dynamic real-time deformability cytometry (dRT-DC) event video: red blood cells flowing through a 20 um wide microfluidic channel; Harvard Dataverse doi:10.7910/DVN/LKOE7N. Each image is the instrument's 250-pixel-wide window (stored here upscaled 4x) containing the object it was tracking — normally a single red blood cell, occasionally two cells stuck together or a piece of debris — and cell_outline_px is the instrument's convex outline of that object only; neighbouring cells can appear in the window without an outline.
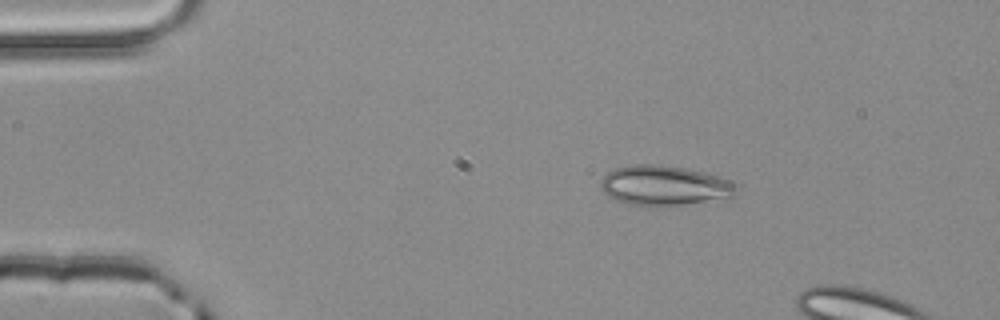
{"species": "common noctule bat (a hibernating species)", "species_latin": "Nyctalus noctula", "temperature_condition": "room temperature", "stored_images_in_passage": 2, "camera_frame_rate_fps": 3000, "um_per_image_px": 0.085, "animal": {"sex": "male", "body_mass_g": 20.4}, "frame": {"image": 1, "passage_image": 1, "time_ms": 0.0, "image_size_px": [1000, 320], "cell_outline_px": [[736, 196], [728, 200], [668, 208], [648, 208], [628, 204], [616, 200], [608, 196], [600, 188], [600, 180], [608, 172], [616, 168], [636, 164], [660, 164], [684, 168], [704, 172], [720, 176], [728, 180], [736, 188]], "centroid_in_image_um": [56.52, 15.84], "position_along_channel_um": 28.5, "area_um2": 32.95}}